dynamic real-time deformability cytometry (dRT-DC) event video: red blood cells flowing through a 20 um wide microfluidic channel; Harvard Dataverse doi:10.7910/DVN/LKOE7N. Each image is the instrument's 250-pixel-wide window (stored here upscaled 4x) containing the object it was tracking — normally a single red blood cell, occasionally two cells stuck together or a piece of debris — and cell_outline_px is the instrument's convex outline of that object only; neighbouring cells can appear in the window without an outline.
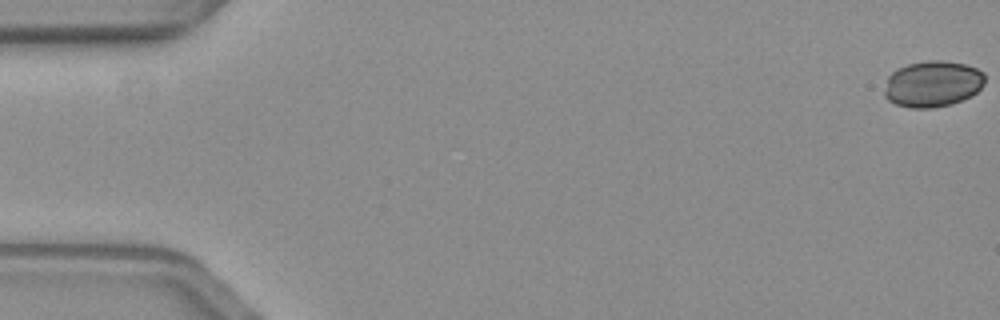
{"species": "common noctule bat (a hibernating species)", "species_latin": "Nyctalus noctula", "temperature_condition": "warm", "stored_images_in_passage": 9, "camera_frame_rate_fps": 3000, "um_per_image_px": 0.085, "animal": {"sex": "female", "body_mass_g": 19.3, "forearm_length_mm": 54.1}, "frame": {"image": 1, "passage_image": 1, "time_ms": 0.0, "image_size_px": [1000, 320], "cell_outline_px": [[984, 84], [972, 96], [952, 104], [932, 108], [912, 108], [896, 104], [888, 100], [884, 96], [884, 92], [888, 76], [896, 68], [908, 64], [928, 60], [940, 60], [964, 64], [976, 68], [984, 72]], "centroid_in_image_um": [79.27, 7.13], "position_along_channel_um": 5.7, "area_um2": 27.17}}